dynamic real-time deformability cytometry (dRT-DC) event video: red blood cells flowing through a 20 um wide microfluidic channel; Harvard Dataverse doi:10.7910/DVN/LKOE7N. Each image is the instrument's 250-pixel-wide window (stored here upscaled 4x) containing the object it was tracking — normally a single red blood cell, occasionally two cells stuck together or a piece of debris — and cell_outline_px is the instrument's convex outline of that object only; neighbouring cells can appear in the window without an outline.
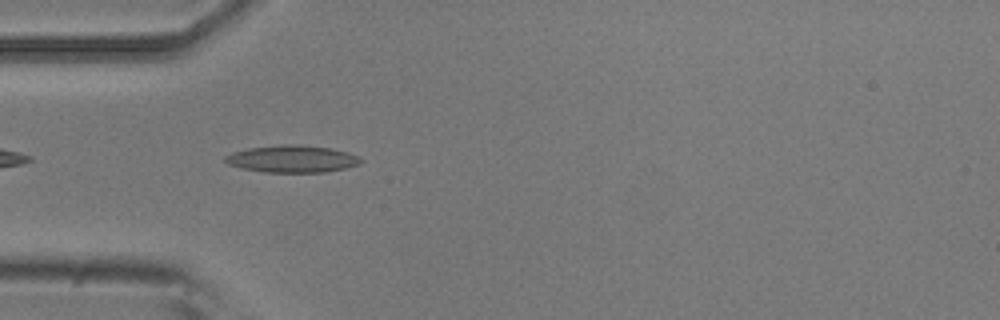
{"species": "common noctule bat (a hibernating species)", "species_latin": "Nyctalus noctula", "temperature_condition": "room temperature", "stored_images_in_passage": 3, "camera_frame_rate_fps": 3000, "um_per_image_px": 0.085, "animal": {"sex": "male", "body_mass_g": 20.5, "forearm_length_mm": 52.5}, "frame": {"image": 1, "passage_image": 2, "time_ms": 0.333, "image_size_px": [1000, 320], "cell_outline_px": [[364, 160], [360, 164], [348, 168], [324, 172], [264, 172], [244, 168], [228, 164], [224, 160], [224, 156], [232, 152], [248, 148], [280, 144], [300, 144], [332, 148], [348, 152], [360, 156]], "centroid_in_image_um": [24.89, 13.49], "position_along_channel_um": 60.1, "area_um2": 21.73}}
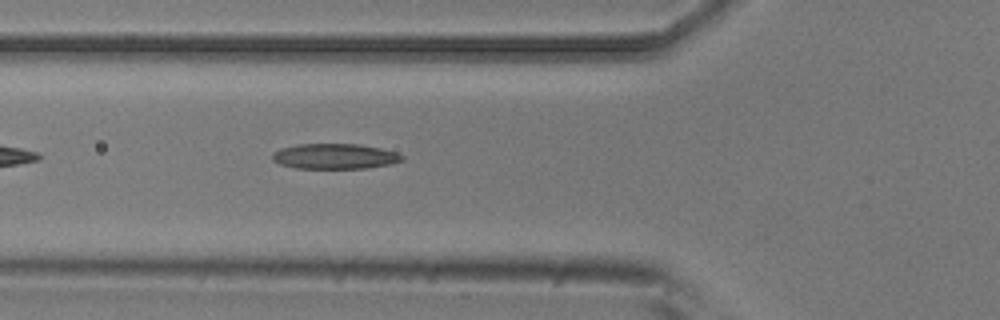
{"frame": {"image": 2, "passage_image": 3, "time_ms": 0.667, "image_size_px": [1000, 320], "cell_outline_px": [[404, 160], [392, 164], [368, 168], [296, 168], [280, 164], [272, 160], [272, 152], [280, 148], [296, 144], [360, 144], [380, 148], [396, 152], [404, 156]], "centroid_in_image_um": [28.46, 13.28], "position_along_channel_um": 97.3, "area_um2": 19.31}}